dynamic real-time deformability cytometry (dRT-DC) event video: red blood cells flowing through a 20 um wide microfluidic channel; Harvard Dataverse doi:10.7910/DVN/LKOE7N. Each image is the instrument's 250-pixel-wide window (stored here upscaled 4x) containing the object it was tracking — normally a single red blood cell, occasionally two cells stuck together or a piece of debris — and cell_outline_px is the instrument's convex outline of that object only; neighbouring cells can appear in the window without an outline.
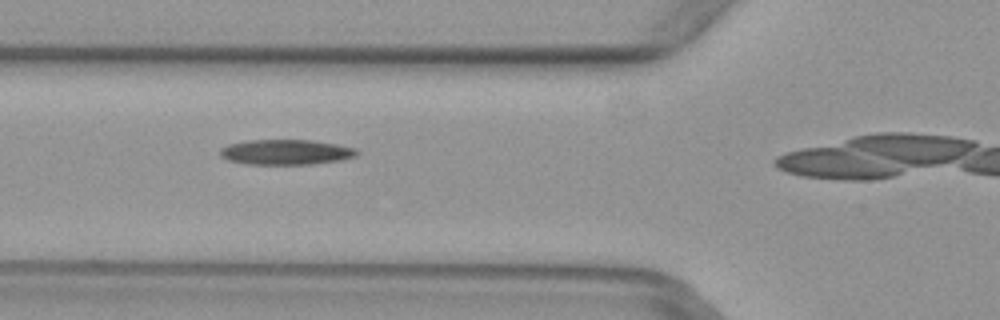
{"species": "common noctule bat (a hibernating species)", "species_latin": "Nyctalus noctula", "temperature_condition": "warm", "stored_images_in_passage": 3, "camera_frame_rate_fps": 3000, "um_per_image_px": 0.085, "animal": {"sex": "female", "body_mass_g": 29.2, "forearm_length_mm": 56.3}, "frame": {"image": 1, "passage_image": 2, "time_ms": 0.333, "image_size_px": [1000, 320], "cell_outline_px": [[360, 152], [356, 156], [340, 160], [312, 164], [248, 164], [228, 160], [220, 156], [220, 148], [228, 144], [248, 140], [312, 140], [336, 144], [356, 148]], "centroid_in_image_um": [24.31, 12.92], "position_along_channel_um": 101.5, "area_um2": 20.11}}